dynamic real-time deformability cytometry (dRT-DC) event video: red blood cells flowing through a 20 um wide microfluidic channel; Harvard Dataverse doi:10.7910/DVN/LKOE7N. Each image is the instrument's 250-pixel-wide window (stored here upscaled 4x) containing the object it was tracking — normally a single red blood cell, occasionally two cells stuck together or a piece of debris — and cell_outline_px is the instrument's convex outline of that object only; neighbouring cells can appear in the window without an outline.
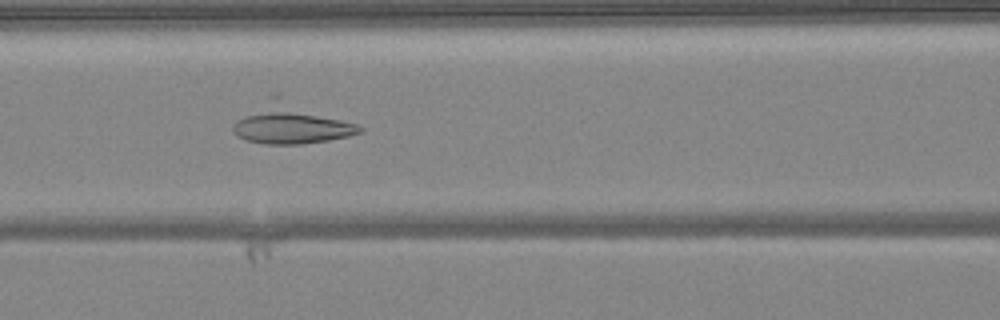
{"species": "common noctule bat (a hibernating species)", "species_latin": "Nyctalus noctula", "temperature_condition": "warm", "stored_images_in_passage": 48, "camera_frame_rate_fps": 3000, "um_per_image_px": 0.085, "animal": {"sex": "female", "body_mass_g": 24.6, "forearm_length_mm": 56.2}, "frame": {"image": 1, "passage_image": 20, "time_ms": 6.333, "image_size_px": [1000, 320], "cell_outline_px": [[364, 128], [360, 132], [348, 136], [328, 140], [300, 144], [264, 144], [244, 140], [236, 136], [232, 132], [232, 124], [236, 120], [244, 116], [280, 108], [340, 120], [356, 124]], "centroid_in_image_um": [24.73, 10.86], "position_along_channel_um": 141.9, "area_um2": 23.58}}
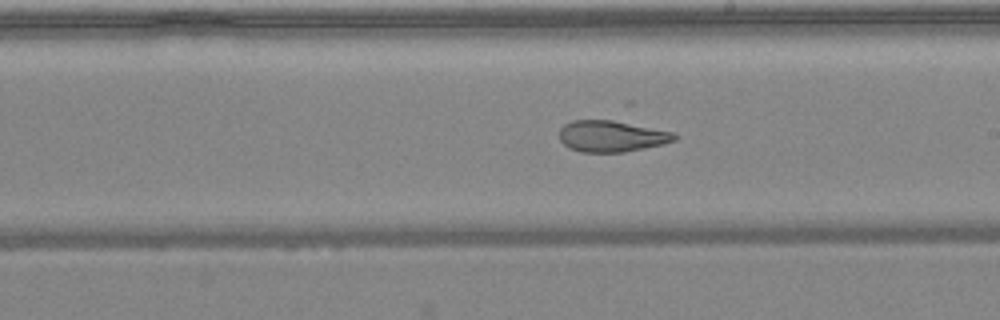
{"frame": {"image": 2, "passage_image": 27, "time_ms": 8.667, "image_size_px": [1000, 320], "cell_outline_px": [[680, 136], [676, 140], [644, 148], [624, 152], [580, 152], [568, 148], [560, 140], [560, 128], [564, 124], [572, 120], [612, 120], [676, 132]], "centroid_in_image_um": [51.99, 11.57], "position_along_channel_um": 237.0, "area_um2": 21.1}}
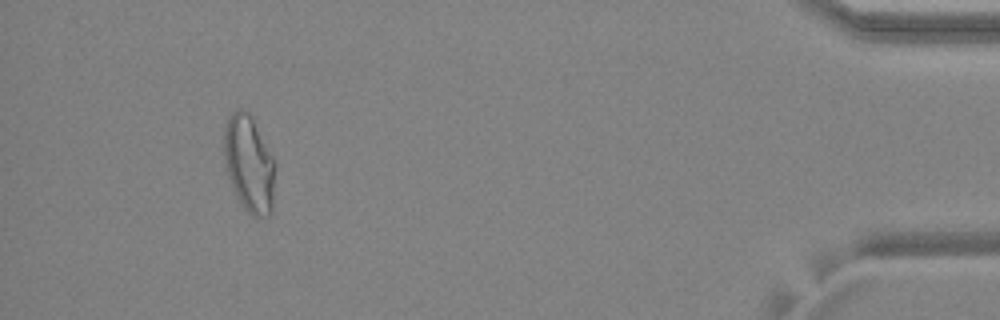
{"frame": {"image": 3, "passage_image": 45, "time_ms": 14.667, "image_size_px": [1000, 320], "cell_outline_px": [[276, 164], [272, 212], [268, 216], [256, 220], [244, 208], [236, 196], [228, 176], [224, 160], [224, 128], [228, 116], [232, 112], [240, 108], [248, 112], [276, 160]], "centroid_in_image_um": [21.19, 13.97], "position_along_channel_um": 414.0, "area_um2": 29.3}}